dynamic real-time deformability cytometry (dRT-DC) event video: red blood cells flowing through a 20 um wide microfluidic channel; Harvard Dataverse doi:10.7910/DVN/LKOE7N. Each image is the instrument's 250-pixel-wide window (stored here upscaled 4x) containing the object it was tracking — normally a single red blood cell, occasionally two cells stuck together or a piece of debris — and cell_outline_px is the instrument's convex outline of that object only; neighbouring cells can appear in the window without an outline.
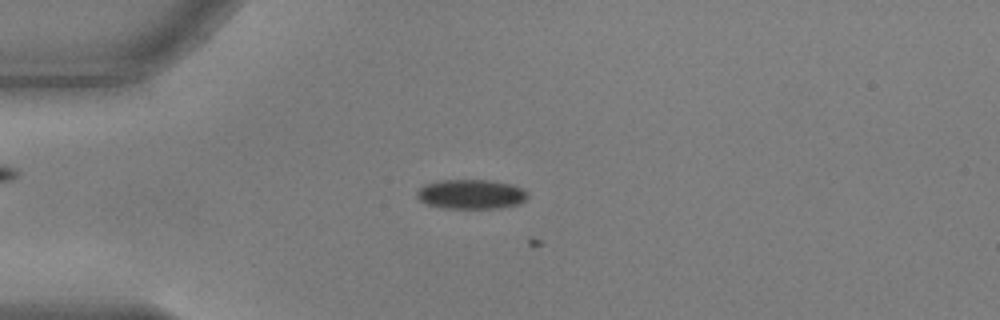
{"species": "common noctule bat (a hibernating species)", "species_latin": "Nyctalus noctula", "temperature_condition": "warm", "stored_images_in_passage": 18, "camera_frame_rate_fps": 3000, "um_per_image_px": 0.085, "animal": {"sex": "male", "body_mass_g": 17.9, "forearm_length_mm": 54.2}, "frame": {"image": 1, "passage_image": 17, "time_ms": 5.333, "image_size_px": [1000, 320], "cell_outline_px": [[528, 196], [520, 204], [500, 208], [444, 208], [428, 204], [420, 200], [416, 196], [416, 192], [424, 184], [440, 180], [488, 180], [512, 184], [528, 192]], "centroid_in_image_um": [40.04, 16.5], "position_along_channel_um": 45.0, "area_um2": 19.07}}